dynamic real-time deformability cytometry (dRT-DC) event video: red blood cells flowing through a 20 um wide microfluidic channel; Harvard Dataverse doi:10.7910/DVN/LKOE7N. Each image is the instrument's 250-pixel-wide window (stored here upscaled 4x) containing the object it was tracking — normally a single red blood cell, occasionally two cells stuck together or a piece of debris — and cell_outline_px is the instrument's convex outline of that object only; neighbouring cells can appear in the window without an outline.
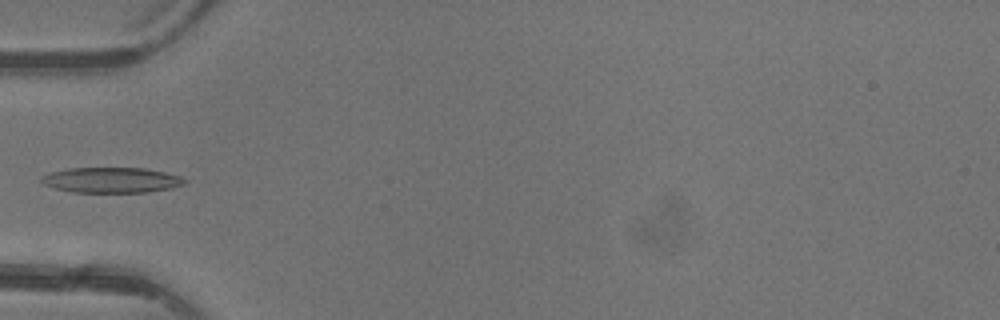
{"species": "common noctule bat (a hibernating species)", "species_latin": "Nyctalus noctula", "temperature_condition": "warm", "stored_images_in_passage": 4, "camera_frame_rate_fps": 3000, "um_per_image_px": 0.085, "animal": {"sex": "female"}, "frame": {"image": 1, "passage_image": 4, "time_ms": 3.333, "image_size_px": [1000, 320], "cell_outline_px": [[188, 180], [184, 184], [172, 188], [148, 192], [72, 192], [56, 188], [44, 184], [40, 180], [40, 176], [52, 172], [68, 168], [144, 168], [164, 172], [180, 176]], "centroid_in_image_um": [9.49, 15.3], "position_along_channel_um": 75.5, "area_um2": 21.15}}